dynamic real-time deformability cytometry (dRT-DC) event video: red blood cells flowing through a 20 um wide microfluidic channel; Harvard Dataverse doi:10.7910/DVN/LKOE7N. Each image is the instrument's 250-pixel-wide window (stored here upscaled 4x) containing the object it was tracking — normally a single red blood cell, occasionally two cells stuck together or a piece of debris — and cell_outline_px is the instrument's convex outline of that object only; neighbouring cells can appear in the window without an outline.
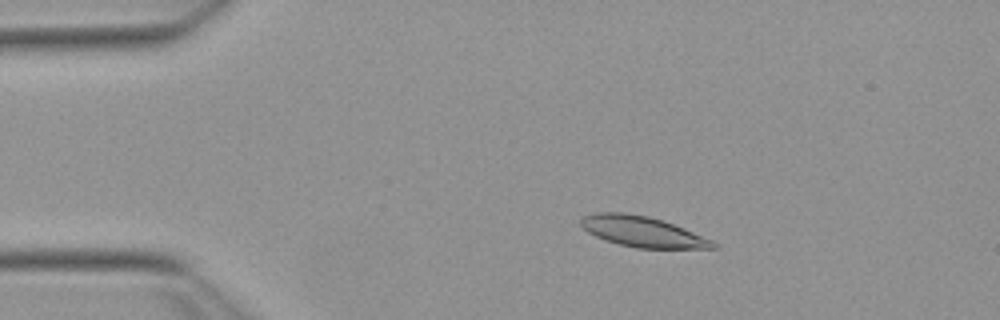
{"species": "Egyptian fruit bat (a non-hibernating species)", "species_latin": "Rousettus aegyptiacus", "temperature_condition": "warm", "stored_images_in_passage": 53, "camera_frame_rate_fps": 3000, "um_per_image_px": 0.085, "animal": {"sex": "female"}, "frame": {"image": 1, "passage_image": 9, "time_ms": 2.667, "image_size_px": [1000, 320], "cell_outline_px": [[720, 244], [716, 248], [636, 248], [620, 244], [596, 236], [588, 232], [580, 224], [580, 216], [596, 212], [624, 212], [648, 216], [684, 228], [712, 240]], "centroid_in_image_um": [54.6, 19.68], "position_along_channel_um": 30.4, "area_um2": 23.41}}
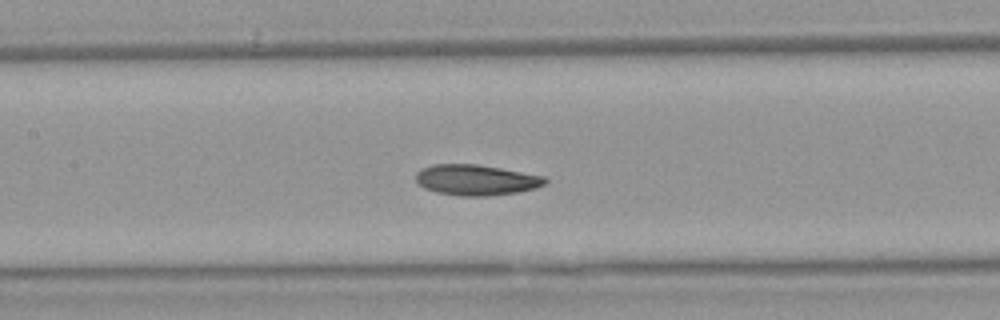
{"frame": {"image": 2, "passage_image": 24, "time_ms": 7.667, "image_size_px": [1000, 320], "cell_outline_px": [[548, 184], [536, 188], [520, 192], [488, 196], [460, 196], [436, 192], [424, 188], [416, 180], [416, 172], [420, 168], [432, 164], [476, 164], [500, 168], [544, 176], [548, 180]], "centroid_in_image_um": [40.49, 15.3], "position_along_channel_um": 166.9, "area_um2": 23.29}}
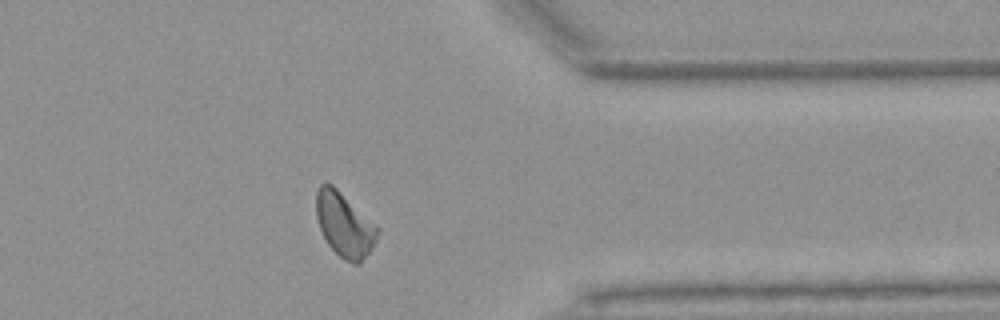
{"frame": {"image": 3, "passage_image": 42, "time_ms": 13.667, "image_size_px": [1000, 320], "cell_outline_px": [[380, 232], [372, 248], [360, 264], [352, 264], [344, 260], [328, 244], [320, 228], [316, 216], [316, 192], [320, 184], [332, 184], [380, 228]], "centroid_in_image_um": [29.29, 19.12], "position_along_channel_um": 382.1, "area_um2": 22.83}, "authors_computed_cell_mechanics": {"area_um2": 23.0622, "velocity_mm_per_s": 3.8032, "shape_relaxation_time_tau1_ms": 5.9133, "shape_relaxation_time_tau2_ms": 4.2356, "deformation_change_tau1": 0.155, "deformation_change_tau2": 0.1016}}